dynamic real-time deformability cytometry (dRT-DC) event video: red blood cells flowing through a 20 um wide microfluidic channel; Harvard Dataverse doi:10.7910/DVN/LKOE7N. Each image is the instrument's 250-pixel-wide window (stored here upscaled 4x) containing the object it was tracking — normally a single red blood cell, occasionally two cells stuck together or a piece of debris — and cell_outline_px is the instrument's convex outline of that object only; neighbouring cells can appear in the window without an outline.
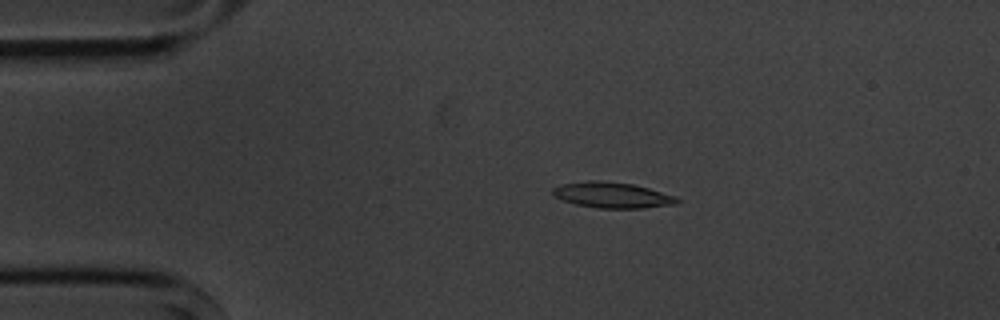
{"species": "common noctule bat (a hibernating species)", "species_latin": "Nyctalus noctula", "temperature_condition": "cold", "stored_images_in_passage": 3, "camera_frame_rate_fps": 3000, "um_per_image_px": 0.085, "animal": {"sex": "male", "body_mass_g": 20.1, "forearm_length_mm": 53.5}, "frame": {"image": 1, "passage_image": 2, "time_ms": 1.333, "image_size_px": [1000, 320], "cell_outline_px": [[680, 204], [644, 208], [596, 208], [576, 204], [564, 200], [556, 196], [552, 192], [552, 188], [560, 184], [588, 180], [600, 180], [632, 184], [648, 188], [676, 196], [680, 200]], "centroid_in_image_um": [52.07, 16.58], "position_along_channel_um": 32.9, "area_um2": 18.73}}